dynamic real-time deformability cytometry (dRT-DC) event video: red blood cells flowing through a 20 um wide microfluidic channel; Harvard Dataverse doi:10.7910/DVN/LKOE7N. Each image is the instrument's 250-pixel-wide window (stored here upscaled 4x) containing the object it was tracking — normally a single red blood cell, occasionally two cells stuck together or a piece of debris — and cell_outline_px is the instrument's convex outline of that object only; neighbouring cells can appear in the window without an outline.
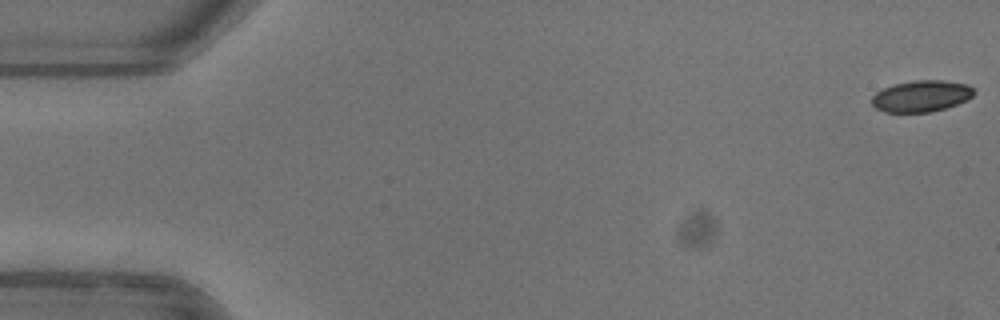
{"species": "common noctule bat (a hibernating species)", "species_latin": "Nyctalus noctula", "temperature_condition": "warm", "stored_images_in_passage": 11, "camera_frame_rate_fps": 3000, "um_per_image_px": 0.085, "animal": {"sex": "female"}, "frame": {"image": 1, "passage_image": 1, "time_ms": 0.0, "image_size_px": [1000, 320], "cell_outline_px": [[976, 92], [968, 100], [944, 108], [928, 112], [884, 112], [876, 108], [872, 104], [872, 96], [876, 92], [884, 88], [896, 84], [916, 80], [944, 80], [968, 84]], "centroid_in_image_um": [78.33, 8.16], "position_along_channel_um": 6.7, "area_um2": 18.61}}